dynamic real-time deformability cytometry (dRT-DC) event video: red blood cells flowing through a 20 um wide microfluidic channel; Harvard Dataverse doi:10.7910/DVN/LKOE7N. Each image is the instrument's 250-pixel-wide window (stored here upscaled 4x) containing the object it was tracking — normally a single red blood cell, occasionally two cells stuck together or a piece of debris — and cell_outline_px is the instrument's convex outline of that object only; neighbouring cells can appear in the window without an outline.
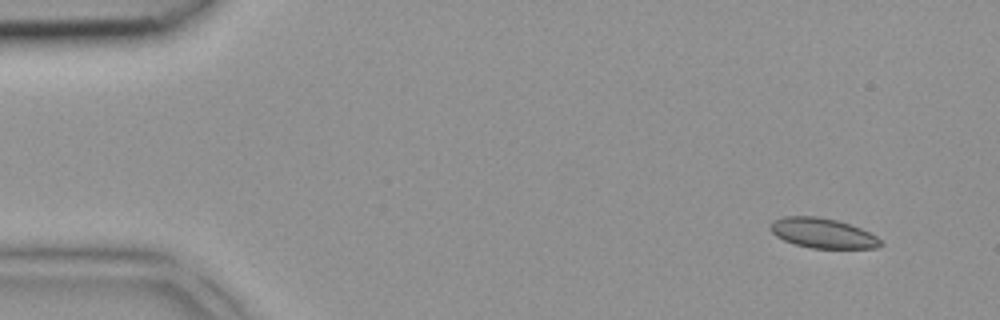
{"species": "common noctule bat (a hibernating species)", "species_latin": "Nyctalus noctula", "temperature_condition": "room temperature", "stored_images_in_passage": 5, "camera_frame_rate_fps": 3000, "um_per_image_px": 0.085, "animal": {"sex": "female", "body_mass_g": 18.4}, "frame": {"image": 1, "passage_image": 1, "time_ms": 0.0, "image_size_px": [1000, 320], "cell_outline_px": [[884, 244], [876, 248], [812, 248], [796, 244], [784, 240], [776, 236], [768, 228], [768, 224], [772, 220], [784, 216], [816, 216], [836, 220], [860, 228], [876, 236]], "centroid_in_image_um": [69.88, 19.81], "position_along_channel_um": 15.1, "area_um2": 19.19}}